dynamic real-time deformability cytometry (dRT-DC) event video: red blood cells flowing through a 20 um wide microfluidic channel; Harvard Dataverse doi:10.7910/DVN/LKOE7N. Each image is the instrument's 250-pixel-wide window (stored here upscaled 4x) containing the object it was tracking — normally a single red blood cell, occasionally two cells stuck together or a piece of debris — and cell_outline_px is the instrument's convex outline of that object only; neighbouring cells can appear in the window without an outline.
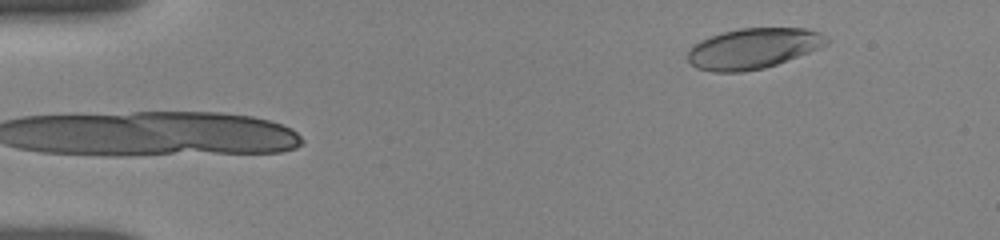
{"species": "human", "species_latin": "Homo sapiens", "temperature_condition": "room temperature", "stored_images_in_passage": 7, "segment_of_instrument_passage": [2, 2], "camera_frame_rate_fps": 3000, "um_per_image_px": 0.085, "donor": {"sex": "female"}, "frame": {"image": 1, "passage_image": 7, "time_ms": 5.0, "image_size_px": [1000, 240], "cell_outline_px": [[828, 44], [820, 48], [776, 64], [764, 68], [744, 72], [712, 72], [696, 68], [688, 60], [688, 52], [700, 40], [724, 32], [740, 28], [804, 28], [820, 32], [828, 36]], "centroid_in_image_um": [64.05, 4.12], "position_along_channel_um": 20.9, "area_um2": 32.66}}